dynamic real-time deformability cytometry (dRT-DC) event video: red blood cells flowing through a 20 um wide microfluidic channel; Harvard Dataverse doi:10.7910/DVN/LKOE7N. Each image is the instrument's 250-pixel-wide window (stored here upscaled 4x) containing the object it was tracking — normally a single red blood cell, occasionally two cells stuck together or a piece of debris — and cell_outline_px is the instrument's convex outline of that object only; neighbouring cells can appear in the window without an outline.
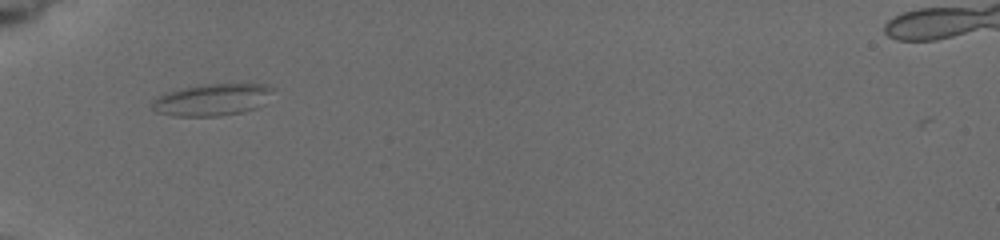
{"species": "common noctule bat (a hibernating species)", "species_latin": "Nyctalus noctula", "temperature_condition": "cold", "stored_images_in_passage": 51, "camera_frame_rate_fps": 3000, "um_per_image_px": 0.085, "animal": {"sex": "female", "body_mass_g": 19.5, "forearm_length_mm": 54.1}, "frame": {"image": 1, "passage_image": 1, "time_ms": 0.0, "image_size_px": [1000, 240], "cell_outline_px": [[272, 88], [252, 108], [240, 112], [216, 116], [176, 116], [156, 112], [152, 108], [152, 100], [160, 96], [184, 88], [204, 84], [264, 84]], "centroid_in_image_um": [17.89, 8.48], "position_along_channel_um": 67.1, "area_um2": 21.21}}
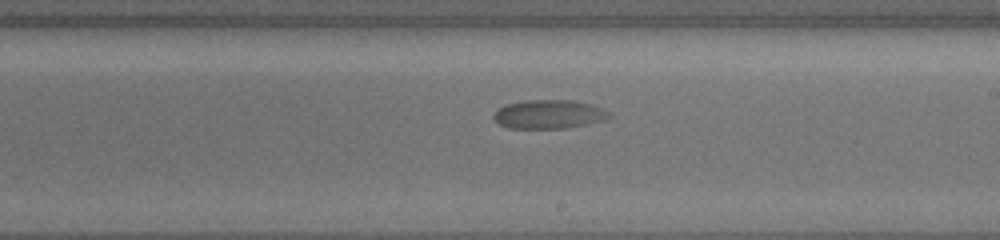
{"frame": {"image": 2, "passage_image": 22, "time_ms": 5.0, "image_size_px": [1000, 240], "cell_outline_px": [[608, 116], [600, 120], [564, 128], [508, 128], [500, 124], [492, 116], [504, 104], [524, 100], [572, 100], [592, 104], [608, 112]], "centroid_in_image_um": [46.57, 9.69], "position_along_channel_um": 242.4, "area_um2": 18.9}}
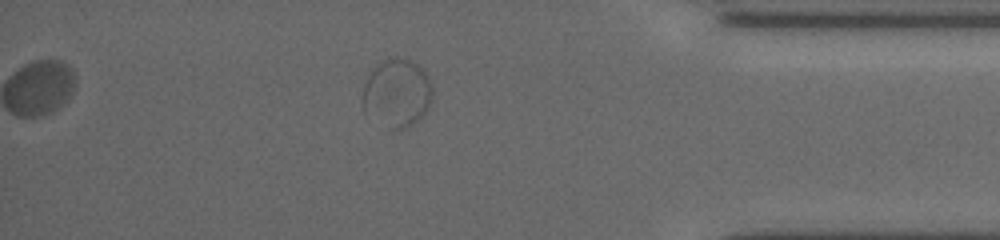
{"frame": {"image": 3, "passage_image": 43, "time_ms": 10.0, "image_size_px": [1000, 240], "cell_outline_px": [[432, 96], [424, 112], [416, 120], [404, 128], [396, 132], [364, 116], [364, 84], [368, 76], [376, 64], [380, 60], [388, 56], [404, 56], [412, 60], [424, 72], [432, 88]], "centroid_in_image_um": [33.68, 7.89], "position_along_channel_um": 401.5, "area_um2": 27.98}}